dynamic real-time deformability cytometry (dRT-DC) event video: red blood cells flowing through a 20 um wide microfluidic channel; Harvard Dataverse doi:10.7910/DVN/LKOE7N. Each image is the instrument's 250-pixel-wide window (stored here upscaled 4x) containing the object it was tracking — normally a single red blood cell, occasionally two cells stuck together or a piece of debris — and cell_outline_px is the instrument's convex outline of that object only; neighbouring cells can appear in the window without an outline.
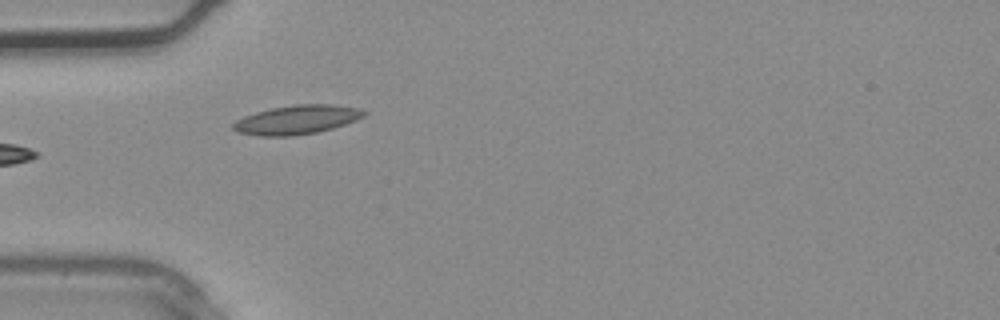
{"species": "common noctule bat (a hibernating species)", "species_latin": "Nyctalus noctula", "temperature_condition": "warm", "stored_images_in_passage": 2, "camera_frame_rate_fps": 3000, "um_per_image_px": 0.085, "animal": {"sex": "male", "body_mass_g": 20.4}, "frame": {"image": 1, "passage_image": 1, "time_ms": 0.0, "image_size_px": [1000, 320], "cell_outline_px": [[368, 112], [364, 116], [356, 120], [332, 128], [316, 132], [292, 136], [260, 136], [236, 132], [232, 128], [232, 124], [236, 120], [244, 116], [256, 112], [272, 108], [296, 104], [332, 104], [360, 108]], "centroid_in_image_um": [25.23, 10.17], "position_along_channel_um": 59.8, "area_um2": 22.14}}
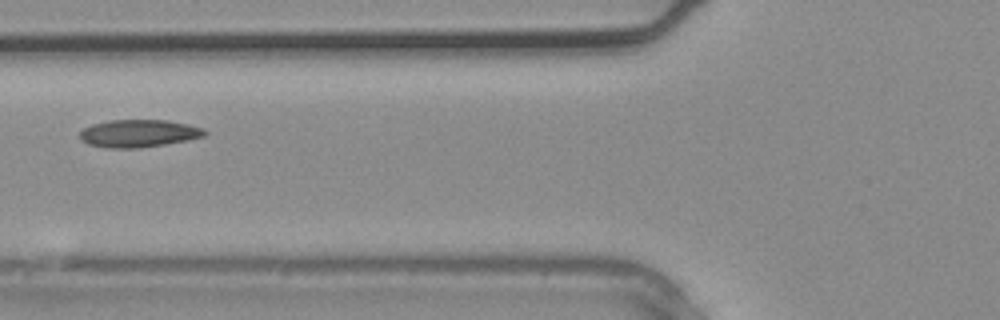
{"frame": {"image": 2, "passage_image": 2, "time_ms": 0.333, "image_size_px": [1000, 320], "cell_outline_px": [[208, 132], [204, 136], [188, 140], [140, 148], [108, 148], [88, 144], [80, 140], [80, 132], [84, 128], [92, 124], [108, 120], [168, 120], [188, 124], [204, 128]], "centroid_in_image_um": [11.79, 11.33], "position_along_channel_um": 114.0, "area_um2": 20.17}}